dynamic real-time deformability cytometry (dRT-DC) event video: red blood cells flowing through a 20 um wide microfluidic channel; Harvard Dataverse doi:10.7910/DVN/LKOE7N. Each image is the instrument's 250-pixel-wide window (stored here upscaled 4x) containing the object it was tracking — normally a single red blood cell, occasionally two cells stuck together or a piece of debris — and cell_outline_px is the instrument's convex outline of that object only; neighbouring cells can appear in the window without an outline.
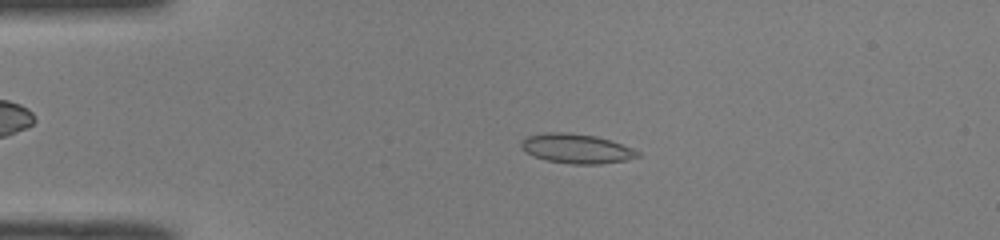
{"species": "common noctule bat (a hibernating species)", "species_latin": "Nyctalus noctula", "temperature_condition": "room temperature", "stored_images_in_passage": 49, "camera_frame_rate_fps": 3000, "um_per_image_px": 0.085, "animal": {"sex": "male", "body_mass_g": 19.0, "forearm_length_mm": 50.8}, "frame": {"image": 1, "passage_image": 11, "time_ms": 3.333, "image_size_px": [1000, 240], "cell_outline_px": [[640, 156], [624, 160], [600, 164], [572, 164], [548, 160], [536, 156], [520, 148], [520, 144], [528, 136], [544, 132], [568, 132], [596, 136], [632, 148], [640, 152]], "centroid_in_image_um": [49.0, 12.62], "position_along_channel_um": 36.0, "area_um2": 19.71}}
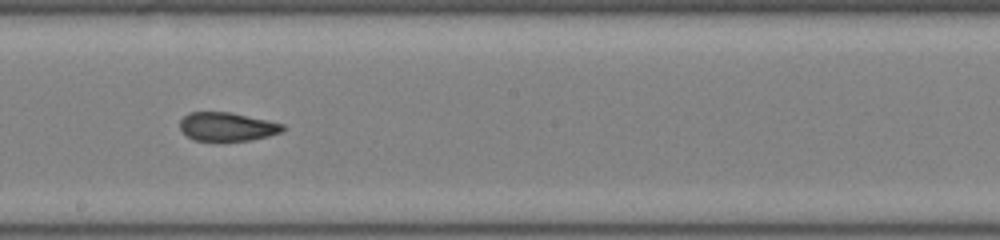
{"frame": {"image": 2, "passage_image": 28, "time_ms": 9.0, "image_size_px": [1000, 240], "cell_outline_px": [[288, 128], [280, 132], [268, 136], [248, 140], [192, 140], [180, 128], [180, 120], [188, 112], [232, 112], [268, 120], [284, 124]], "centroid_in_image_um": [19.33, 10.75], "position_along_channel_um": 228.9, "area_um2": 17.11}}
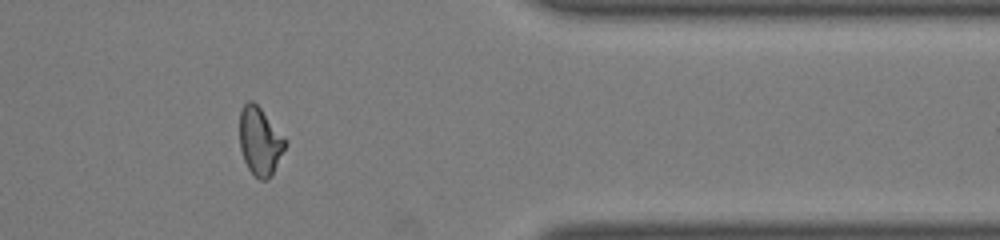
{"frame": {"image": 3, "passage_image": 41, "time_ms": 13.333, "image_size_px": [1000, 240], "cell_outline_px": [[288, 144], [268, 180], [260, 180], [248, 168], [244, 160], [240, 148], [240, 112], [244, 104], [248, 100], [252, 100], [260, 108], [288, 140]], "centroid_in_image_um": [22.11, 11.99], "position_along_channel_um": 389.3, "area_um2": 18.03}, "authors_computed_cell_mechanics": {"area_um2": 18.3804, "velocity_mm_per_s": 4.102, "shape_relaxation_time_tau1_ms": null, "shape_relaxation_time_tau2_ms": 1.6846, "deformation_change_tau1": null, "deformation_change_tau2": 0.0617}}